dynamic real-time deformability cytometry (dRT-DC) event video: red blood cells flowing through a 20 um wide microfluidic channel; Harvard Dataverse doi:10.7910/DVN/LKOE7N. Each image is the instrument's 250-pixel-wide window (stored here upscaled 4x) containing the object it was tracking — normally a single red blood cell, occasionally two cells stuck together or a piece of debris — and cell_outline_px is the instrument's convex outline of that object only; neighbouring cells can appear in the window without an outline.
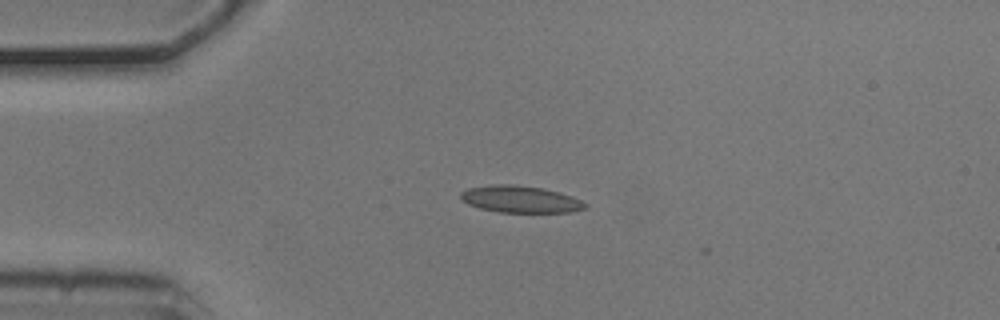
{"species": "common noctule bat (a hibernating species)", "species_latin": "Nyctalus noctula", "temperature_condition": "cold", "stored_images_in_passage": 13, "camera_frame_rate_fps": 3000, "um_per_image_px": 0.085, "animal": {"sex": "male", "body_mass_g": 20.5, "forearm_length_mm": 52.5}, "frame": {"image": 1, "passage_image": 12, "time_ms": 3.667, "image_size_px": [1000, 320], "cell_outline_px": [[588, 208], [572, 212], [500, 212], [480, 208], [468, 204], [460, 200], [460, 192], [468, 188], [492, 184], [508, 184], [544, 188], [572, 196], [588, 204]], "centroid_in_image_um": [44.23, 16.93], "position_along_channel_um": 40.8, "area_um2": 19.59}}